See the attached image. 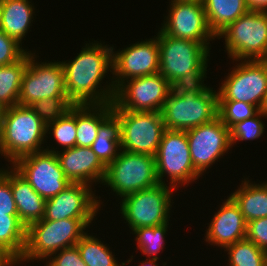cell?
Masks as SVG:
<instances>
[{"mask_svg": "<svg viewBox=\"0 0 267 266\" xmlns=\"http://www.w3.org/2000/svg\"><path fill=\"white\" fill-rule=\"evenodd\" d=\"M60 62L67 97L75 105L113 103L116 89L112 76L106 81V85L102 83L113 71L111 45L102 43L101 40L89 41L84 43L73 60Z\"/></svg>", "mask_w": 267, "mask_h": 266, "instance_id": "cell-1", "label": "cell"}, {"mask_svg": "<svg viewBox=\"0 0 267 266\" xmlns=\"http://www.w3.org/2000/svg\"><path fill=\"white\" fill-rule=\"evenodd\" d=\"M159 73L172 87L198 84L206 80L210 58V42H195L157 32Z\"/></svg>", "mask_w": 267, "mask_h": 266, "instance_id": "cell-2", "label": "cell"}, {"mask_svg": "<svg viewBox=\"0 0 267 266\" xmlns=\"http://www.w3.org/2000/svg\"><path fill=\"white\" fill-rule=\"evenodd\" d=\"M204 83L171 89L160 111L166 129L187 131L218 117V92Z\"/></svg>", "mask_w": 267, "mask_h": 266, "instance_id": "cell-3", "label": "cell"}, {"mask_svg": "<svg viewBox=\"0 0 267 266\" xmlns=\"http://www.w3.org/2000/svg\"><path fill=\"white\" fill-rule=\"evenodd\" d=\"M46 140V124L30 106L0 110V157L10 164L25 155L44 151Z\"/></svg>", "mask_w": 267, "mask_h": 266, "instance_id": "cell-4", "label": "cell"}, {"mask_svg": "<svg viewBox=\"0 0 267 266\" xmlns=\"http://www.w3.org/2000/svg\"><path fill=\"white\" fill-rule=\"evenodd\" d=\"M95 219H63L58 221L39 220L30 224L26 231L25 250L18 261L42 263L53 253L70 248L88 232ZM86 230V231H85ZM39 260V261H38Z\"/></svg>", "mask_w": 267, "mask_h": 266, "instance_id": "cell-5", "label": "cell"}, {"mask_svg": "<svg viewBox=\"0 0 267 266\" xmlns=\"http://www.w3.org/2000/svg\"><path fill=\"white\" fill-rule=\"evenodd\" d=\"M159 184L155 156L120 150L118 156L106 166L102 186L110 187L118 200L137 191Z\"/></svg>", "mask_w": 267, "mask_h": 266, "instance_id": "cell-6", "label": "cell"}, {"mask_svg": "<svg viewBox=\"0 0 267 266\" xmlns=\"http://www.w3.org/2000/svg\"><path fill=\"white\" fill-rule=\"evenodd\" d=\"M216 38L232 60H267V12L249 10Z\"/></svg>", "mask_w": 267, "mask_h": 266, "instance_id": "cell-7", "label": "cell"}, {"mask_svg": "<svg viewBox=\"0 0 267 266\" xmlns=\"http://www.w3.org/2000/svg\"><path fill=\"white\" fill-rule=\"evenodd\" d=\"M174 189L167 184H158L124 196L120 204L121 217L130 230L153 227L170 221ZM172 201V202H171ZM126 221V222H125Z\"/></svg>", "mask_w": 267, "mask_h": 266, "instance_id": "cell-8", "label": "cell"}, {"mask_svg": "<svg viewBox=\"0 0 267 266\" xmlns=\"http://www.w3.org/2000/svg\"><path fill=\"white\" fill-rule=\"evenodd\" d=\"M155 162L159 183L167 184L176 191L202 177L192 163L186 131L166 129L155 154ZM164 177L170 182L165 183Z\"/></svg>", "mask_w": 267, "mask_h": 266, "instance_id": "cell-9", "label": "cell"}, {"mask_svg": "<svg viewBox=\"0 0 267 266\" xmlns=\"http://www.w3.org/2000/svg\"><path fill=\"white\" fill-rule=\"evenodd\" d=\"M234 61L217 89L218 100H236L260 108L267 89V60Z\"/></svg>", "mask_w": 267, "mask_h": 266, "instance_id": "cell-10", "label": "cell"}, {"mask_svg": "<svg viewBox=\"0 0 267 266\" xmlns=\"http://www.w3.org/2000/svg\"><path fill=\"white\" fill-rule=\"evenodd\" d=\"M121 123V150L155 156L166 130L160 112L113 110Z\"/></svg>", "mask_w": 267, "mask_h": 266, "instance_id": "cell-11", "label": "cell"}, {"mask_svg": "<svg viewBox=\"0 0 267 266\" xmlns=\"http://www.w3.org/2000/svg\"><path fill=\"white\" fill-rule=\"evenodd\" d=\"M36 50L28 51V64L23 73L18 105L30 106L50 97H67L64 71L60 61H40Z\"/></svg>", "mask_w": 267, "mask_h": 266, "instance_id": "cell-12", "label": "cell"}, {"mask_svg": "<svg viewBox=\"0 0 267 266\" xmlns=\"http://www.w3.org/2000/svg\"><path fill=\"white\" fill-rule=\"evenodd\" d=\"M173 87L159 72L124 81L115 92L113 110L160 112Z\"/></svg>", "mask_w": 267, "mask_h": 266, "instance_id": "cell-13", "label": "cell"}, {"mask_svg": "<svg viewBox=\"0 0 267 266\" xmlns=\"http://www.w3.org/2000/svg\"><path fill=\"white\" fill-rule=\"evenodd\" d=\"M11 166L45 200L53 198L71 184L56 154L46 150L20 157Z\"/></svg>", "mask_w": 267, "mask_h": 266, "instance_id": "cell-14", "label": "cell"}, {"mask_svg": "<svg viewBox=\"0 0 267 266\" xmlns=\"http://www.w3.org/2000/svg\"><path fill=\"white\" fill-rule=\"evenodd\" d=\"M155 36L129 44L118 51L112 45V80L115 89L129 79L159 72V46Z\"/></svg>", "mask_w": 267, "mask_h": 266, "instance_id": "cell-15", "label": "cell"}, {"mask_svg": "<svg viewBox=\"0 0 267 266\" xmlns=\"http://www.w3.org/2000/svg\"><path fill=\"white\" fill-rule=\"evenodd\" d=\"M190 157L195 169L205 174L215 162L232 150L230 129L219 117L186 131ZM226 153V154H225Z\"/></svg>", "mask_w": 267, "mask_h": 266, "instance_id": "cell-16", "label": "cell"}, {"mask_svg": "<svg viewBox=\"0 0 267 266\" xmlns=\"http://www.w3.org/2000/svg\"><path fill=\"white\" fill-rule=\"evenodd\" d=\"M93 187L71 183L63 191L46 200L43 220L95 219L104 206ZM102 205V207H101Z\"/></svg>", "mask_w": 267, "mask_h": 266, "instance_id": "cell-17", "label": "cell"}, {"mask_svg": "<svg viewBox=\"0 0 267 266\" xmlns=\"http://www.w3.org/2000/svg\"><path fill=\"white\" fill-rule=\"evenodd\" d=\"M169 8L161 27L163 33L195 42H210L216 39L211 32L203 3L169 1Z\"/></svg>", "mask_w": 267, "mask_h": 266, "instance_id": "cell-18", "label": "cell"}, {"mask_svg": "<svg viewBox=\"0 0 267 266\" xmlns=\"http://www.w3.org/2000/svg\"><path fill=\"white\" fill-rule=\"evenodd\" d=\"M50 146L45 150L56 154L65 177L71 183H83L91 187L102 184L106 166L90 147L75 146L58 151L57 146L56 148Z\"/></svg>", "mask_w": 267, "mask_h": 266, "instance_id": "cell-19", "label": "cell"}, {"mask_svg": "<svg viewBox=\"0 0 267 266\" xmlns=\"http://www.w3.org/2000/svg\"><path fill=\"white\" fill-rule=\"evenodd\" d=\"M207 223L204 241L223 248L246 238L247 222L235 201L227 196Z\"/></svg>", "mask_w": 267, "mask_h": 266, "instance_id": "cell-20", "label": "cell"}, {"mask_svg": "<svg viewBox=\"0 0 267 266\" xmlns=\"http://www.w3.org/2000/svg\"><path fill=\"white\" fill-rule=\"evenodd\" d=\"M11 190L18 217L26 227L43 219L46 200L12 166Z\"/></svg>", "mask_w": 267, "mask_h": 266, "instance_id": "cell-21", "label": "cell"}, {"mask_svg": "<svg viewBox=\"0 0 267 266\" xmlns=\"http://www.w3.org/2000/svg\"><path fill=\"white\" fill-rule=\"evenodd\" d=\"M1 25L0 29L21 45L32 26L35 5L32 0H0ZM32 22V23H31ZM26 35V36H25Z\"/></svg>", "mask_w": 267, "mask_h": 266, "instance_id": "cell-22", "label": "cell"}, {"mask_svg": "<svg viewBox=\"0 0 267 266\" xmlns=\"http://www.w3.org/2000/svg\"><path fill=\"white\" fill-rule=\"evenodd\" d=\"M243 178L238 189L232 191L229 196L238 205L247 223L267 217V180L256 183L249 177Z\"/></svg>", "mask_w": 267, "mask_h": 266, "instance_id": "cell-23", "label": "cell"}, {"mask_svg": "<svg viewBox=\"0 0 267 266\" xmlns=\"http://www.w3.org/2000/svg\"><path fill=\"white\" fill-rule=\"evenodd\" d=\"M112 112V103L76 105V146L90 147L100 124Z\"/></svg>", "mask_w": 267, "mask_h": 266, "instance_id": "cell-24", "label": "cell"}, {"mask_svg": "<svg viewBox=\"0 0 267 266\" xmlns=\"http://www.w3.org/2000/svg\"><path fill=\"white\" fill-rule=\"evenodd\" d=\"M203 5L208 26L215 37L249 11L245 0H204Z\"/></svg>", "mask_w": 267, "mask_h": 266, "instance_id": "cell-25", "label": "cell"}, {"mask_svg": "<svg viewBox=\"0 0 267 266\" xmlns=\"http://www.w3.org/2000/svg\"><path fill=\"white\" fill-rule=\"evenodd\" d=\"M121 142V123L112 112L99 126L97 137L90 148L105 165H109L119 154Z\"/></svg>", "mask_w": 267, "mask_h": 266, "instance_id": "cell-26", "label": "cell"}, {"mask_svg": "<svg viewBox=\"0 0 267 266\" xmlns=\"http://www.w3.org/2000/svg\"><path fill=\"white\" fill-rule=\"evenodd\" d=\"M80 253L81 259L87 266H126L133 262V255L125 262H120L116 255L110 250L109 244L102 242L96 235L86 233L75 245Z\"/></svg>", "mask_w": 267, "mask_h": 266, "instance_id": "cell-27", "label": "cell"}, {"mask_svg": "<svg viewBox=\"0 0 267 266\" xmlns=\"http://www.w3.org/2000/svg\"><path fill=\"white\" fill-rule=\"evenodd\" d=\"M28 64V52L18 61L0 66V110L18 105L23 73Z\"/></svg>", "mask_w": 267, "mask_h": 266, "instance_id": "cell-28", "label": "cell"}, {"mask_svg": "<svg viewBox=\"0 0 267 266\" xmlns=\"http://www.w3.org/2000/svg\"><path fill=\"white\" fill-rule=\"evenodd\" d=\"M27 227L18 215L0 213V245L17 261L22 257L26 245Z\"/></svg>", "mask_w": 267, "mask_h": 266, "instance_id": "cell-29", "label": "cell"}, {"mask_svg": "<svg viewBox=\"0 0 267 266\" xmlns=\"http://www.w3.org/2000/svg\"><path fill=\"white\" fill-rule=\"evenodd\" d=\"M224 251L228 255L227 266H267V252L246 238L227 246Z\"/></svg>", "mask_w": 267, "mask_h": 266, "instance_id": "cell-30", "label": "cell"}, {"mask_svg": "<svg viewBox=\"0 0 267 266\" xmlns=\"http://www.w3.org/2000/svg\"><path fill=\"white\" fill-rule=\"evenodd\" d=\"M169 222L153 227H141L130 232L135 235L137 248L142 255L148 258L160 260L158 253L165 247V236H167Z\"/></svg>", "mask_w": 267, "mask_h": 266, "instance_id": "cell-31", "label": "cell"}, {"mask_svg": "<svg viewBox=\"0 0 267 266\" xmlns=\"http://www.w3.org/2000/svg\"><path fill=\"white\" fill-rule=\"evenodd\" d=\"M76 105H74L60 119L46 125V138L48 135L54 138L53 142L58 145L61 150L76 146Z\"/></svg>", "mask_w": 267, "mask_h": 266, "instance_id": "cell-32", "label": "cell"}, {"mask_svg": "<svg viewBox=\"0 0 267 266\" xmlns=\"http://www.w3.org/2000/svg\"><path fill=\"white\" fill-rule=\"evenodd\" d=\"M259 108L236 100H218V117L229 129L235 124L255 116Z\"/></svg>", "mask_w": 267, "mask_h": 266, "instance_id": "cell-33", "label": "cell"}, {"mask_svg": "<svg viewBox=\"0 0 267 266\" xmlns=\"http://www.w3.org/2000/svg\"><path fill=\"white\" fill-rule=\"evenodd\" d=\"M75 104L68 97H50L35 101L30 107L47 125L64 116Z\"/></svg>", "mask_w": 267, "mask_h": 266, "instance_id": "cell-34", "label": "cell"}, {"mask_svg": "<svg viewBox=\"0 0 267 266\" xmlns=\"http://www.w3.org/2000/svg\"><path fill=\"white\" fill-rule=\"evenodd\" d=\"M263 117H265V119L267 118L265 114L259 111L255 116L235 124L230 129L231 147L239 141H253L262 137L264 132H266V125L262 121Z\"/></svg>", "mask_w": 267, "mask_h": 266, "instance_id": "cell-35", "label": "cell"}, {"mask_svg": "<svg viewBox=\"0 0 267 266\" xmlns=\"http://www.w3.org/2000/svg\"><path fill=\"white\" fill-rule=\"evenodd\" d=\"M0 168V213L18 215L11 190V165Z\"/></svg>", "mask_w": 267, "mask_h": 266, "instance_id": "cell-36", "label": "cell"}, {"mask_svg": "<svg viewBox=\"0 0 267 266\" xmlns=\"http://www.w3.org/2000/svg\"><path fill=\"white\" fill-rule=\"evenodd\" d=\"M24 48L17 40L0 29V66L20 60L29 51Z\"/></svg>", "mask_w": 267, "mask_h": 266, "instance_id": "cell-37", "label": "cell"}, {"mask_svg": "<svg viewBox=\"0 0 267 266\" xmlns=\"http://www.w3.org/2000/svg\"><path fill=\"white\" fill-rule=\"evenodd\" d=\"M44 266H87L81 259L79 250L76 246L62 249L51 254Z\"/></svg>", "mask_w": 267, "mask_h": 266, "instance_id": "cell-38", "label": "cell"}, {"mask_svg": "<svg viewBox=\"0 0 267 266\" xmlns=\"http://www.w3.org/2000/svg\"><path fill=\"white\" fill-rule=\"evenodd\" d=\"M246 239L267 252V217L254 219L247 223Z\"/></svg>", "mask_w": 267, "mask_h": 266, "instance_id": "cell-39", "label": "cell"}, {"mask_svg": "<svg viewBox=\"0 0 267 266\" xmlns=\"http://www.w3.org/2000/svg\"><path fill=\"white\" fill-rule=\"evenodd\" d=\"M18 261L0 245V266H15Z\"/></svg>", "mask_w": 267, "mask_h": 266, "instance_id": "cell-40", "label": "cell"}, {"mask_svg": "<svg viewBox=\"0 0 267 266\" xmlns=\"http://www.w3.org/2000/svg\"><path fill=\"white\" fill-rule=\"evenodd\" d=\"M250 11L267 12V0H245Z\"/></svg>", "mask_w": 267, "mask_h": 266, "instance_id": "cell-41", "label": "cell"}, {"mask_svg": "<svg viewBox=\"0 0 267 266\" xmlns=\"http://www.w3.org/2000/svg\"><path fill=\"white\" fill-rule=\"evenodd\" d=\"M144 260L140 261L137 266H160L157 259L146 258Z\"/></svg>", "mask_w": 267, "mask_h": 266, "instance_id": "cell-42", "label": "cell"}, {"mask_svg": "<svg viewBox=\"0 0 267 266\" xmlns=\"http://www.w3.org/2000/svg\"><path fill=\"white\" fill-rule=\"evenodd\" d=\"M259 111H261L263 114H265L267 116V89H266V92H265V96H264V99L262 101V104L259 108Z\"/></svg>", "mask_w": 267, "mask_h": 266, "instance_id": "cell-43", "label": "cell"}, {"mask_svg": "<svg viewBox=\"0 0 267 266\" xmlns=\"http://www.w3.org/2000/svg\"><path fill=\"white\" fill-rule=\"evenodd\" d=\"M170 1H178V2H196V3H203L204 0H170Z\"/></svg>", "mask_w": 267, "mask_h": 266, "instance_id": "cell-44", "label": "cell"}, {"mask_svg": "<svg viewBox=\"0 0 267 266\" xmlns=\"http://www.w3.org/2000/svg\"><path fill=\"white\" fill-rule=\"evenodd\" d=\"M0 25H1V1H0Z\"/></svg>", "mask_w": 267, "mask_h": 266, "instance_id": "cell-45", "label": "cell"}]
</instances>
